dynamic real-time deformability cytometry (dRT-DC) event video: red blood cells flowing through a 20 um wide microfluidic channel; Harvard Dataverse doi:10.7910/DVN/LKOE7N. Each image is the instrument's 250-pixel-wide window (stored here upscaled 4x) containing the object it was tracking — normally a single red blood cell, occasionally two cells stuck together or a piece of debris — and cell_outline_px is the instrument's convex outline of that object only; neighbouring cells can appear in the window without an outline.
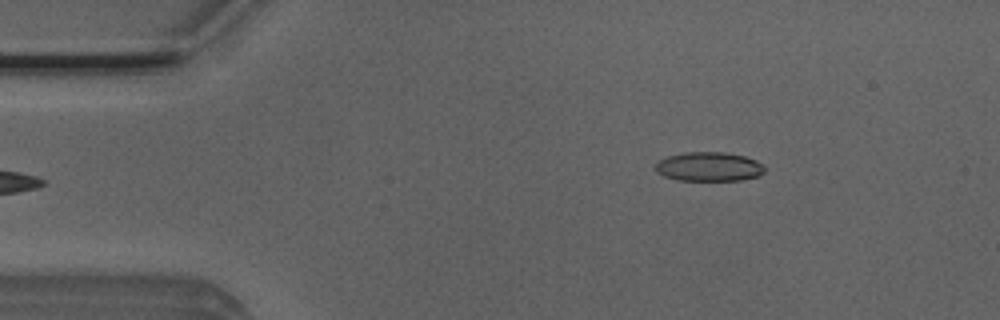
{"species": "Egyptian fruit bat (a non-hibernating species)", "species_latin": "Rousettus aegyptiacus", "temperature_condition": "room temperature", "stored_images_in_passage": 4, "camera_frame_rate_fps": 3000, "um_per_image_px": 0.085, "animal": {"sex": "male"}, "frame": {"image": 1, "passage_image": 4, "time_ms": 1.0, "image_size_px": [1000, 320], "cell_outline_px": [[764, 172], [756, 176], [740, 180], [676, 180], [664, 176], [656, 172], [656, 164], [660, 160], [668, 156], [684, 152], [724, 152], [744, 156], [756, 160], [764, 164]], "centroid_in_image_um": [60.26, 14.16], "position_along_channel_um": 24.7, "area_um2": 18.5}}